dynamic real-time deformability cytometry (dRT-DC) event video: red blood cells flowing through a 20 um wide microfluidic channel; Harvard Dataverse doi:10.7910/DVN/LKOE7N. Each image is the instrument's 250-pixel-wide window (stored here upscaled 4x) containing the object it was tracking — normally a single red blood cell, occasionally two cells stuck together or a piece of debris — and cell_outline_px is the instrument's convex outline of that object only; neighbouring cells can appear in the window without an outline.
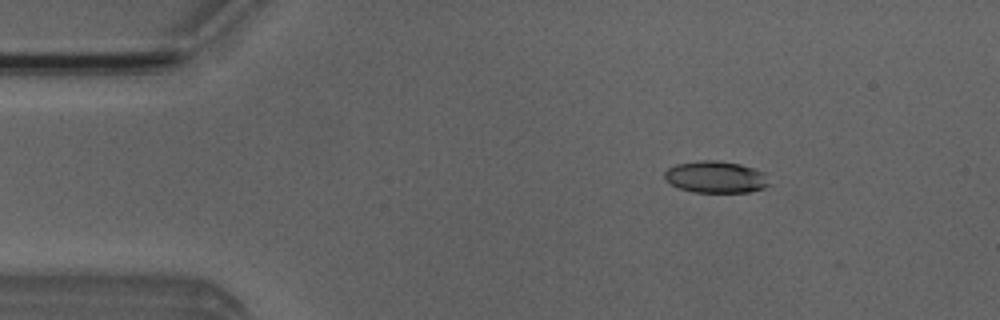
{"species": "Egyptian fruit bat (a non-hibernating species)", "species_latin": "Rousettus aegyptiacus", "temperature_condition": "room temperature", "stored_images_in_passage": 4, "camera_frame_rate_fps": 3000, "um_per_image_px": 0.085, "animal": {"sex": "male"}, "frame": {"image": 1, "passage_image": 2, "time_ms": 2.0, "image_size_px": [1000, 320], "cell_outline_px": [[768, 184], [764, 188], [748, 192], [692, 192], [680, 188], [664, 180], [664, 172], [668, 168], [676, 164], [700, 160], [716, 160], [740, 164], [764, 172]], "centroid_in_image_um": [60.8, 15.04], "position_along_channel_um": 24.2, "area_um2": 19.31}}